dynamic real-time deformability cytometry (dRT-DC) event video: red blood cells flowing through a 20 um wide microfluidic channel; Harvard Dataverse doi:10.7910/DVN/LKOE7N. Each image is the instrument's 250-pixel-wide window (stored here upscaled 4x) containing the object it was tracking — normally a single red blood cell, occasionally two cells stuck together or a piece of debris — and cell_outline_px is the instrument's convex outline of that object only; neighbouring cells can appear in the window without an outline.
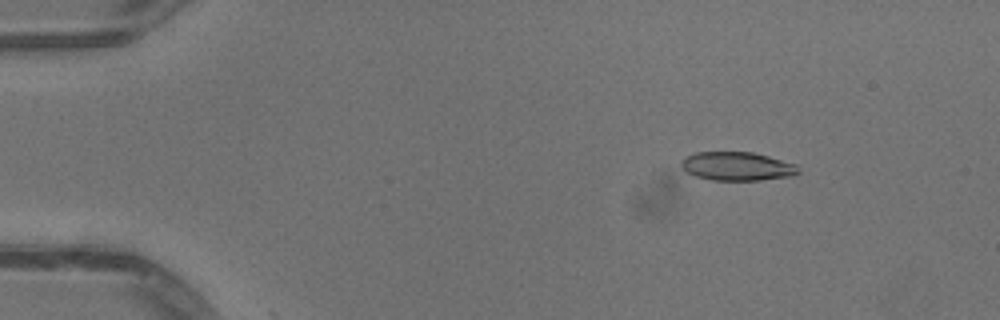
{"species": "common noctule bat (a hibernating species)", "species_latin": "Nyctalus noctula", "temperature_condition": "warm", "stored_images_in_passage": 52, "camera_frame_rate_fps": 3000, "um_per_image_px": 0.085, "animal": {"sex": "male", "body_mass_g": 13.3}, "frame": {"image": 1, "passage_image": 8, "time_ms": 2.333, "image_size_px": [1000, 320], "cell_outline_px": [[800, 172], [796, 176], [760, 180], [712, 180], [696, 176], [680, 168], [680, 160], [684, 156], [696, 152], [752, 152], [768, 156], [796, 164], [800, 168]], "centroid_in_image_um": [62.66, 14.13], "position_along_channel_um": 22.3, "area_um2": 19.83}}
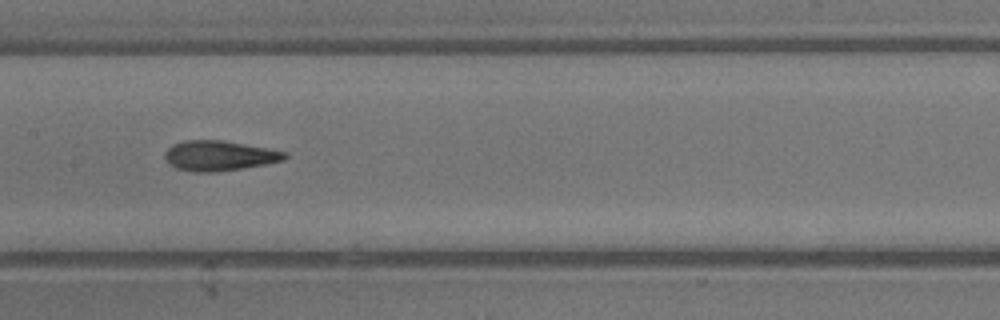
{"frame": {"image": 2, "passage_image": 27, "time_ms": 8.667, "image_size_px": [1000, 320], "cell_outline_px": [[288, 156], [284, 160], [244, 168], [216, 172], [192, 172], [176, 168], [168, 164], [164, 156], [164, 152], [172, 144], [184, 140], [224, 140], [288, 152]], "centroid_in_image_um": [18.61, 13.23], "position_along_channel_um": 188.8, "area_um2": 21.21}}
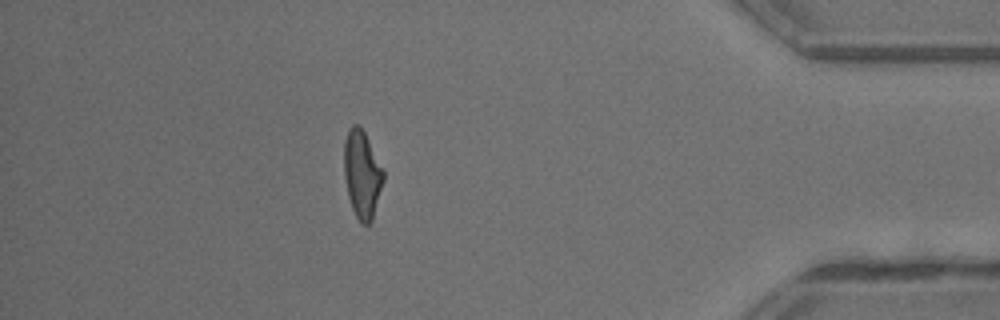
{"frame": {"image": 3, "passage_image": 46, "time_ms": 15.0, "image_size_px": [1000, 320], "cell_outline_px": [[384, 180], [372, 220], [368, 224], [364, 224], [356, 216], [352, 208], [348, 196], [344, 176], [344, 140], [348, 128], [352, 124], [360, 124], [384, 168]], "centroid_in_image_um": [30.78, 14.75], "position_along_channel_um": 404.4, "area_um2": 20.29}, "authors_computed_cell_mechanics": {"area_um2": 20.23, "velocity_mm_per_s": 4.1026, "shape_relaxation_time_tau1_ms": 5.7559, "shape_relaxation_time_tau2_ms": 1.7714, "deformation_change_tau1": 0.2156, "deformation_change_tau2": 0.1136}}